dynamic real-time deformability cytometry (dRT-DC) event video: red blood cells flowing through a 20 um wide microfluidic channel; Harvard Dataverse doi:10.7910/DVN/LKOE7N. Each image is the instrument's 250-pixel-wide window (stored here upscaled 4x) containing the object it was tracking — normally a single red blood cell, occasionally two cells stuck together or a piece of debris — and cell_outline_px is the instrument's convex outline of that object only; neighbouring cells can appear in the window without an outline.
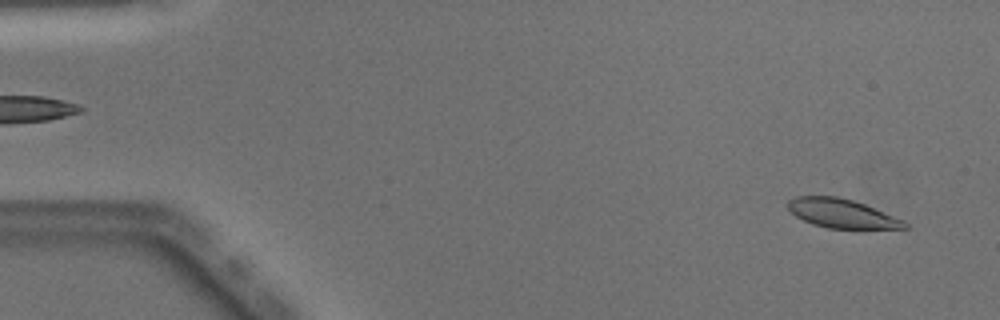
{"species": "Egyptian fruit bat (a non-hibernating species)", "species_latin": "Rousettus aegyptiacus", "temperature_condition": "warm", "stored_images_in_passage": 51, "camera_frame_rate_fps": 3000, "um_per_image_px": 0.085, "animal": {"sex": "male"}, "frame": {"image": 1, "passage_image": 4, "time_ms": 1.0, "image_size_px": [1000, 320], "cell_outline_px": [[908, 228], [828, 228], [812, 224], [796, 216], [788, 208], [788, 200], [796, 196], [836, 196], [852, 200], [864, 204], [904, 220], [908, 224]], "centroid_in_image_um": [71.54, 18.14], "position_along_channel_um": 13.5, "area_um2": 19.42}}
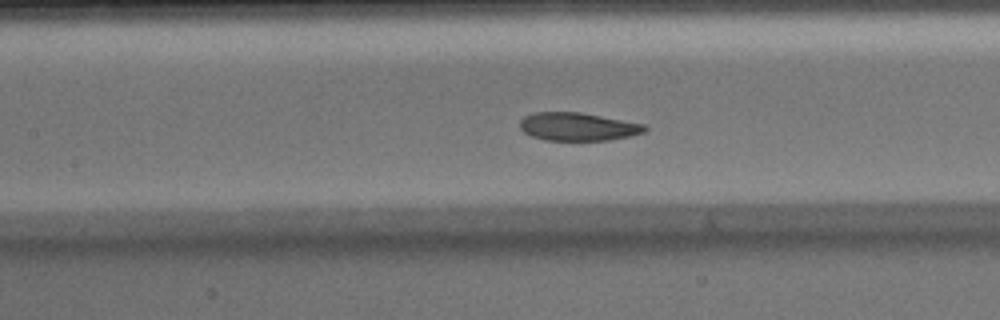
{"frame": {"image": 2, "passage_image": 24, "time_ms": 7.667, "image_size_px": [1000, 320], "cell_outline_px": [[648, 128], [644, 132], [628, 136], [608, 140], [544, 140], [532, 136], [524, 132], [520, 128], [520, 120], [524, 116], [536, 112], [580, 112], [644, 124]], "centroid_in_image_um": [49.09, 10.76], "position_along_channel_um": 158.3, "area_um2": 20.29}}
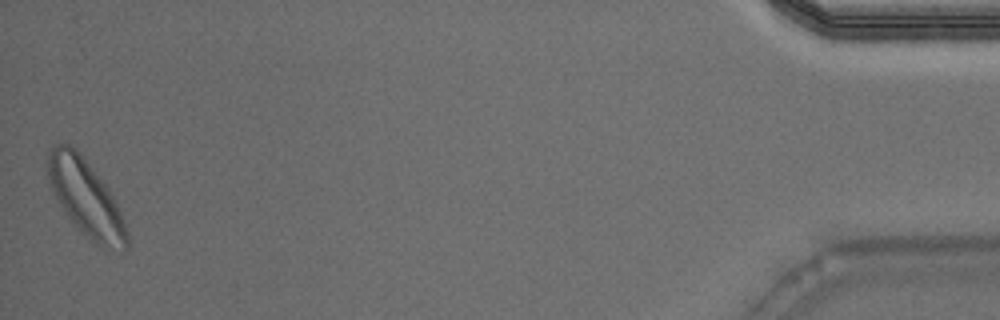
{"frame": {"image": 3, "passage_image": 51, "time_ms": 16.667, "image_size_px": [1000, 320], "cell_outline_px": [[128, 248], [120, 252], [104, 252], [80, 232], [68, 216], [52, 192], [44, 164], [48, 152], [52, 148], [60, 144], [72, 144], [80, 152], [108, 188], [124, 220], [128, 232]], "centroid_in_image_um": [7.3, 16.89], "position_along_channel_um": 427.9, "area_um2": 35.95}, "authors_computed_cell_mechanics": {"area_um2": 21.3282, "velocity_mm_per_s": 3.9962, "shape_relaxation_time_tau1_ms": 2.8047, "shape_relaxation_time_tau2_ms": 4.0663, "deformation_change_tau1": 0.1472, "deformation_change_tau2": 0.1169}}